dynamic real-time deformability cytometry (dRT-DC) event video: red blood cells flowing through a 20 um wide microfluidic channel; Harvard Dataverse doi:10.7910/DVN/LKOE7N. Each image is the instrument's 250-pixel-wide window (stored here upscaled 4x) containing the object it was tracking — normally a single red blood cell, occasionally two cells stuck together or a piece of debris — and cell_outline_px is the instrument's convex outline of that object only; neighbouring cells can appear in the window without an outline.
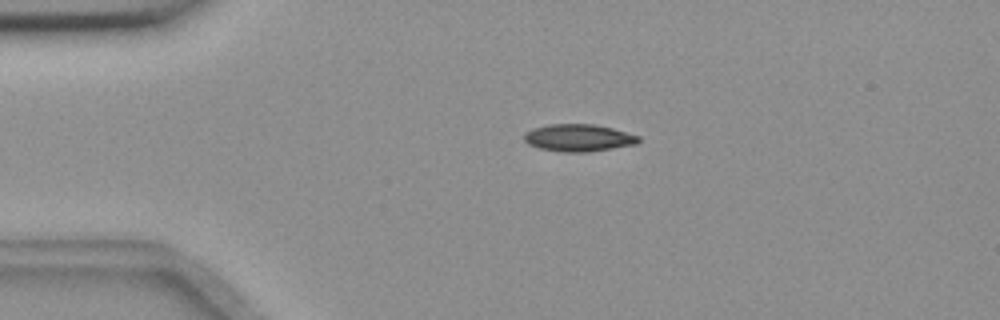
{"species": "common noctule bat (a hibernating species)", "species_latin": "Nyctalus noctula", "temperature_condition": "room temperature", "stored_images_in_passage": 45, "camera_frame_rate_fps": 3000, "um_per_image_px": 0.085, "animal": {"sex": "female", "body_mass_g": 18.4}, "frame": {"image": 1, "passage_image": 2, "time_ms": 0.333, "image_size_px": [1000, 320], "cell_outline_px": [[640, 140], [636, 144], [588, 152], [564, 152], [540, 148], [528, 144], [524, 140], [524, 132], [532, 128], [548, 124], [592, 124], [612, 128], [640, 136]], "centroid_in_image_um": [49.15, 11.71], "position_along_channel_um": 35.8, "area_um2": 18.15}}
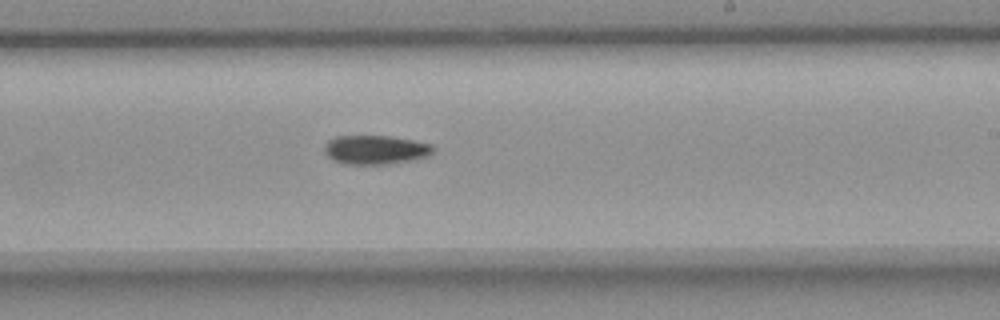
{"frame": {"image": 2, "passage_image": 23, "time_ms": 7.333, "image_size_px": [1000, 320], "cell_outline_px": [[436, 148], [428, 156], [412, 160], [388, 164], [344, 164], [332, 160], [324, 152], [324, 144], [328, 140], [336, 136], [388, 136], [412, 140], [432, 144]], "centroid_in_image_um": [31.9, 12.73], "position_along_channel_um": 257.1, "area_um2": 18.5}}
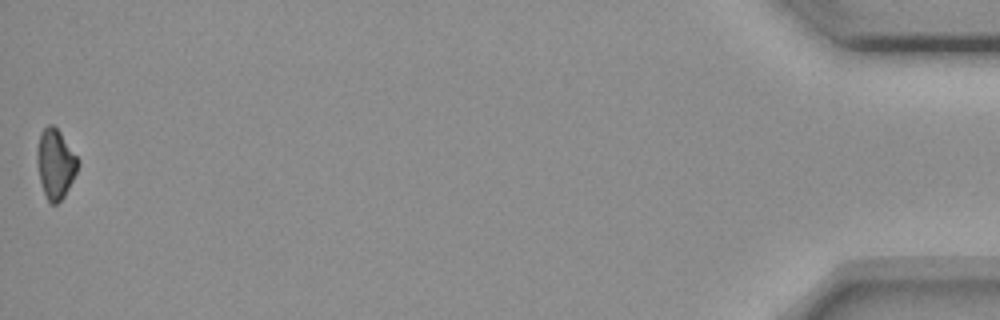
{"frame": {"image": 3, "passage_image": 45, "time_ms": 14.667, "image_size_px": [1000, 320], "cell_outline_px": [[80, 160], [76, 172], [64, 196], [56, 204], [52, 204], [48, 200], [44, 192], [40, 180], [36, 160], [36, 148], [40, 132], [48, 124], [52, 124], [60, 132]], "centroid_in_image_um": [4.69, 13.88], "position_along_channel_um": 430.5, "area_um2": 16.47}, "authors_computed_cell_mechanics": {"area_um2": 17.918, "velocity_mm_per_s": 3.6853, "shape_relaxation_time_tau1_ms": 5.5834, "shape_relaxation_time_tau2_ms": null, "deformation_change_tau1": 0.1245, "deformation_change_tau2": null}}